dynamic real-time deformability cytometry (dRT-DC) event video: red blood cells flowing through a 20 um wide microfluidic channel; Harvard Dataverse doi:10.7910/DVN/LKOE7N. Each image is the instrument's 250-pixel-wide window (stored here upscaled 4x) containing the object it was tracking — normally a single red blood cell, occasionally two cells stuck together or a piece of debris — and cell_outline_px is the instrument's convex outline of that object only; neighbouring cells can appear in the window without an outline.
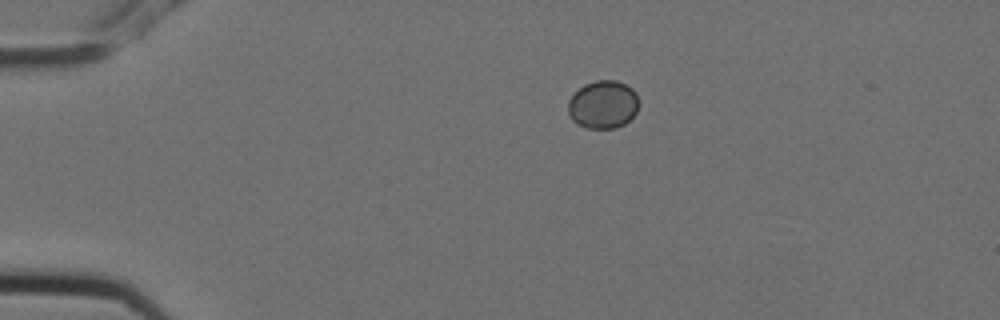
{"species": "Egyptian fruit bat (a non-hibernating species)", "species_latin": "Rousettus aegyptiacus", "temperature_condition": "cold", "stored_images_in_passage": 4, "camera_frame_rate_fps": 3000, "um_per_image_px": 0.085, "animal": {"sex": "female"}, "frame": {"image": 1, "passage_image": 1, "time_ms": 0.0, "image_size_px": [1000, 320], "cell_outline_px": [[640, 104], [636, 112], [624, 124], [616, 128], [584, 128], [576, 124], [568, 116], [568, 100], [584, 84], [596, 80], [616, 80], [632, 88], [636, 92]], "centroid_in_image_um": [51.25, 8.89], "position_along_channel_um": 33.7, "area_um2": 20.0}}
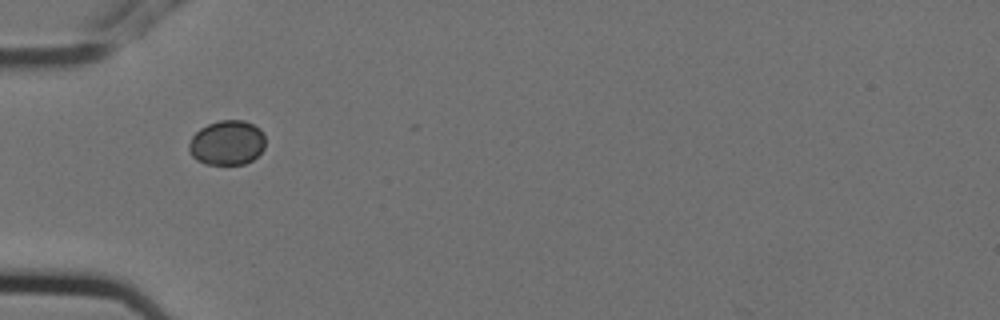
{"frame": {"image": 2, "passage_image": 3, "time_ms": 0.667, "image_size_px": [1000, 320], "cell_outline_px": [[264, 148], [252, 160], [244, 164], [204, 164], [196, 160], [188, 152], [188, 144], [192, 136], [200, 128], [208, 124], [220, 120], [244, 120], [260, 128], [264, 136]], "centroid_in_image_um": [19.27, 12.13], "position_along_channel_um": 65.7, "area_um2": 20.0}}
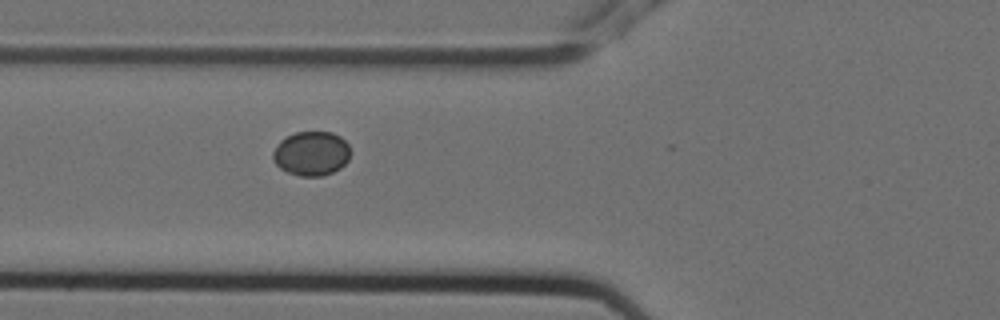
{"frame": {"image": 3, "passage_image": 4, "time_ms": 1.0, "image_size_px": [1000, 320], "cell_outline_px": [[352, 152], [348, 160], [340, 168], [332, 172], [320, 176], [300, 176], [288, 172], [280, 168], [272, 160], [272, 152], [276, 144], [280, 140], [296, 132], [332, 132], [340, 136], [348, 144]], "centroid_in_image_um": [26.47, 13.04], "position_along_channel_um": 99.3, "area_um2": 20.17}}